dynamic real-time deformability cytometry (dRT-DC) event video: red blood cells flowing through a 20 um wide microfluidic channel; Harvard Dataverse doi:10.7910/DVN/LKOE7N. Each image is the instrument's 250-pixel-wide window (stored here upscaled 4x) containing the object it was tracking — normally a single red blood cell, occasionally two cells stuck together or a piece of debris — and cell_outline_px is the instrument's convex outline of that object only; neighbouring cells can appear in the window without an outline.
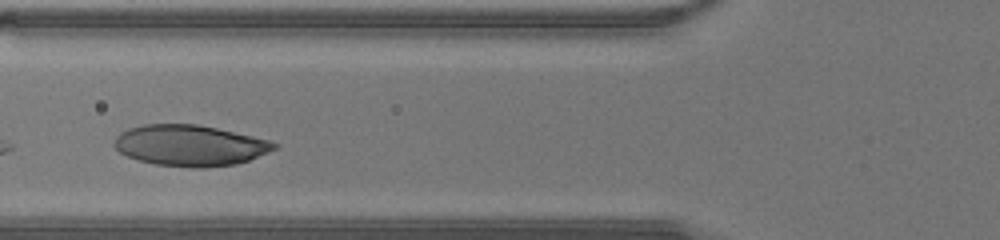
{"species": "human", "species_latin": "Homo sapiens", "temperature_condition": "warm", "stored_images_in_passage": 8, "camera_frame_rate_fps": 3000, "um_per_image_px": 0.085, "donor": {"sex": "male"}, "frame": {"image": 1, "passage_image": 5, "time_ms": 1.333, "image_size_px": [1000, 240], "cell_outline_px": [[280, 144], [276, 148], [268, 152], [248, 160], [236, 164], [204, 168], [192, 168], [156, 164], [140, 160], [128, 156], [120, 152], [112, 144], [116, 136], [120, 132], [128, 128], [144, 124], [196, 124], [216, 128], [252, 136], [268, 140]], "centroid_in_image_um": [16.12, 12.36], "position_along_channel_um": 109.7, "area_um2": 38.09}}